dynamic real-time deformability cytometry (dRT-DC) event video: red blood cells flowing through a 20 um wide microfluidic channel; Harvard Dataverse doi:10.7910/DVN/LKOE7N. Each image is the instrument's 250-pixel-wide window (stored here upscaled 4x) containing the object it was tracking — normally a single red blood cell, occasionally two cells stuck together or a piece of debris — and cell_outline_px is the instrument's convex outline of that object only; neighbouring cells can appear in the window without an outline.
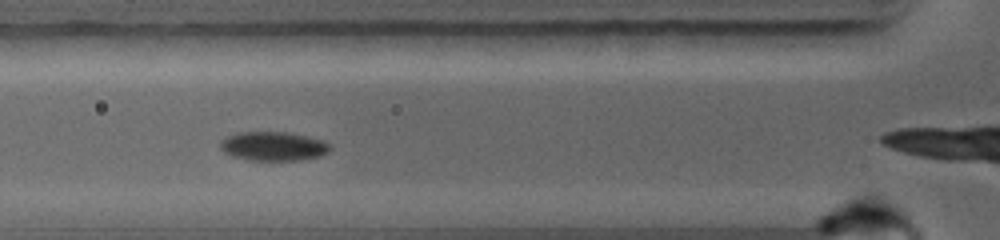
{"species": "common noctule bat (a hibernating species)", "species_latin": "Nyctalus noctula", "temperature_condition": "warm", "stored_images_in_passage": 11, "camera_frame_rate_fps": 5000, "um_per_image_px": 0.085, "animal": {"sex": "female", "body_mass_g": 19.0, "forearm_length_mm": 56.7}, "frame": {"image": 1, "passage_image": 4, "time_ms": 2.8, "image_size_px": [1000, 240], "cell_outline_px": [[332, 148], [328, 152], [320, 156], [304, 160], [248, 160], [232, 156], [224, 152], [220, 148], [220, 140], [236, 132], [288, 132], [324, 140], [332, 144]], "centroid_in_image_um": [23.26, 12.43], "position_along_channel_um": 102.5, "area_um2": 18.84}}
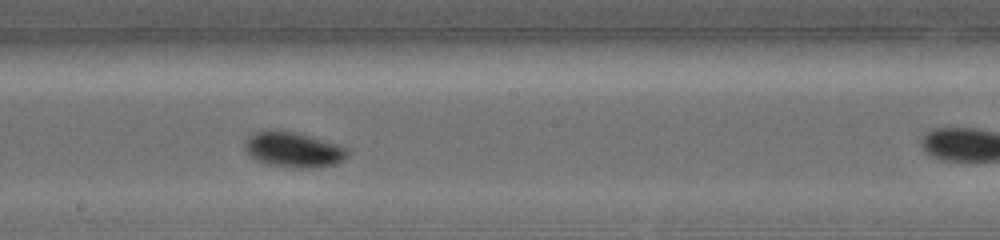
{"frame": {"image": 2, "passage_image": 7, "time_ms": 5.4, "image_size_px": [1000, 240], "cell_outline_px": [[348, 156], [336, 164], [320, 168], [296, 168], [268, 164], [256, 160], [248, 156], [244, 148], [244, 140], [248, 136], [264, 128], [276, 128], [296, 132], [312, 136], [348, 148]], "centroid_in_image_um": [24.89, 12.7], "position_along_channel_um": 223.3, "area_um2": 21.79}}
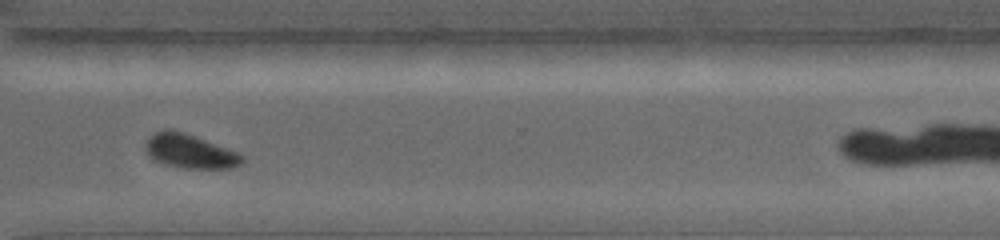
{"frame": {"image": 3, "passage_image": 10, "time_ms": 8.2, "image_size_px": [1000, 240], "cell_outline_px": [[244, 160], [240, 164], [232, 168], [180, 168], [164, 164], [148, 156], [144, 148], [144, 144], [148, 136], [164, 128], [172, 128], [184, 132], [236, 152], [244, 156]], "centroid_in_image_um": [16.06, 12.84], "position_along_channel_um": 354.5, "area_um2": 19.25}}